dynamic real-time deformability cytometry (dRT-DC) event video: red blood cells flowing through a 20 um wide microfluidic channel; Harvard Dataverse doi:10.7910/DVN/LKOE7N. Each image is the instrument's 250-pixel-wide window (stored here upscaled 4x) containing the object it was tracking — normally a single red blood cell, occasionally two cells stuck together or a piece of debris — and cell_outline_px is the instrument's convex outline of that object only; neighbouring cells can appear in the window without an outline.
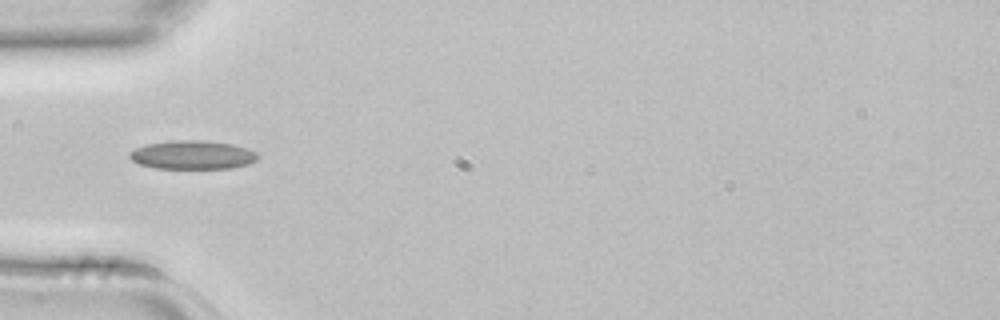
{"species": "common noctule bat (a hibernating species)", "species_latin": "Nyctalus noctula", "temperature_condition": "room temperature", "stored_images_in_passage": 2, "camera_frame_rate_fps": 3000, "um_per_image_px": 0.085, "animal": {"sex": "female", "body_mass_g": 22.7, "forearm_length_mm": 54.2}, "frame": {"image": 1, "passage_image": 2, "time_ms": 0.333, "image_size_px": [1000, 320], "cell_outline_px": [[260, 156], [256, 160], [248, 164], [232, 168], [156, 168], [140, 164], [132, 160], [128, 156], [128, 152], [136, 148], [148, 144], [172, 140], [200, 140], [232, 144], [248, 148], [256, 152]], "centroid_in_image_um": [16.38, 13.16], "position_along_channel_um": 68.6, "area_um2": 21.39}}